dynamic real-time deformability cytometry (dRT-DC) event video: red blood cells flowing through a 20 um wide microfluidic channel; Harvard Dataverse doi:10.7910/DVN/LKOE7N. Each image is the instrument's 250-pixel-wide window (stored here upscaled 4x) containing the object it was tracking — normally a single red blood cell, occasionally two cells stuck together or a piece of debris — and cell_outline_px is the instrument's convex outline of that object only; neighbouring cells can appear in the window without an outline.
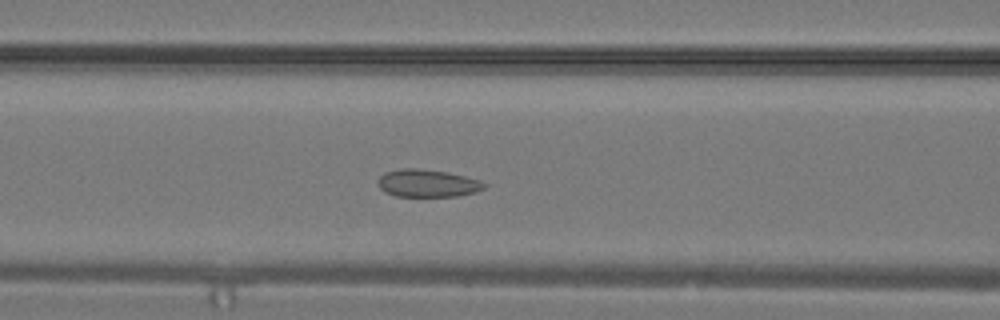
{"species": "common noctule bat (a hibernating species)", "species_latin": "Nyctalus noctula", "temperature_condition": "warm", "stored_images_in_passage": 13, "camera_frame_rate_fps": 3000, "um_per_image_px": 0.085, "animal": {"sex": "male", "body_mass_g": 19.2, "forearm_length_mm": 51.8}, "frame": {"image": 1, "passage_image": 8, "time_ms": 2.333, "image_size_px": [1000, 320], "cell_outline_px": [[488, 184], [484, 188], [476, 192], [460, 196], [396, 196], [384, 192], [380, 188], [376, 180], [384, 172], [400, 168], [416, 168], [448, 172], [480, 180]], "centroid_in_image_um": [36.32, 15.57], "position_along_channel_um": 130.3, "area_um2": 17.28}}
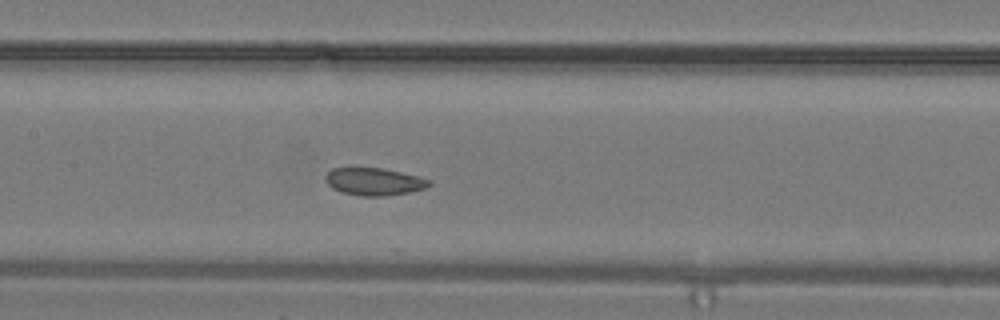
{"frame": {"image": 2, "passage_image": 10, "time_ms": 3.0, "image_size_px": [1000, 320], "cell_outline_px": [[432, 184], [424, 188], [408, 192], [384, 196], [360, 196], [340, 192], [332, 188], [324, 180], [324, 176], [332, 168], [348, 164], [352, 164], [384, 168], [432, 180]], "centroid_in_image_um": [31.69, 15.38], "position_along_channel_um": 175.7, "area_um2": 17.4}}